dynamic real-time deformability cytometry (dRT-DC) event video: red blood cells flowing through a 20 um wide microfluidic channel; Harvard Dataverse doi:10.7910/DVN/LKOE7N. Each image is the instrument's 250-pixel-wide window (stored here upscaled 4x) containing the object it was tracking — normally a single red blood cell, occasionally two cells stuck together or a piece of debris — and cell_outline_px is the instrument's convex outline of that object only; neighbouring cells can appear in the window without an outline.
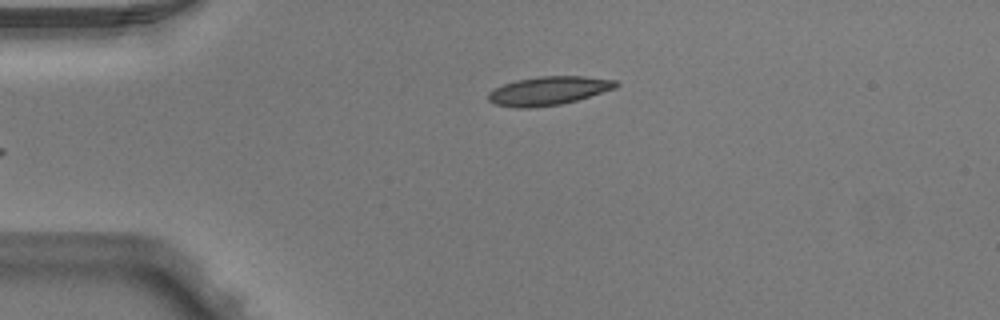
{"species": "Egyptian fruit bat (a non-hibernating species)", "species_latin": "Rousettus aegyptiacus", "temperature_condition": "warm", "stored_images_in_passage": 5, "camera_frame_rate_fps": 3000, "um_per_image_px": 0.085, "animal": {"sex": "male"}, "frame": {"image": 1, "passage_image": 5, "time_ms": 1.333, "image_size_px": [1000, 320], "cell_outline_px": [[620, 84], [616, 88], [576, 100], [560, 104], [528, 108], [516, 108], [496, 104], [488, 100], [488, 92], [504, 84], [516, 80], [540, 76], [584, 76], [616, 80]], "centroid_in_image_um": [46.63, 7.71], "position_along_channel_um": 38.4, "area_um2": 21.15}}